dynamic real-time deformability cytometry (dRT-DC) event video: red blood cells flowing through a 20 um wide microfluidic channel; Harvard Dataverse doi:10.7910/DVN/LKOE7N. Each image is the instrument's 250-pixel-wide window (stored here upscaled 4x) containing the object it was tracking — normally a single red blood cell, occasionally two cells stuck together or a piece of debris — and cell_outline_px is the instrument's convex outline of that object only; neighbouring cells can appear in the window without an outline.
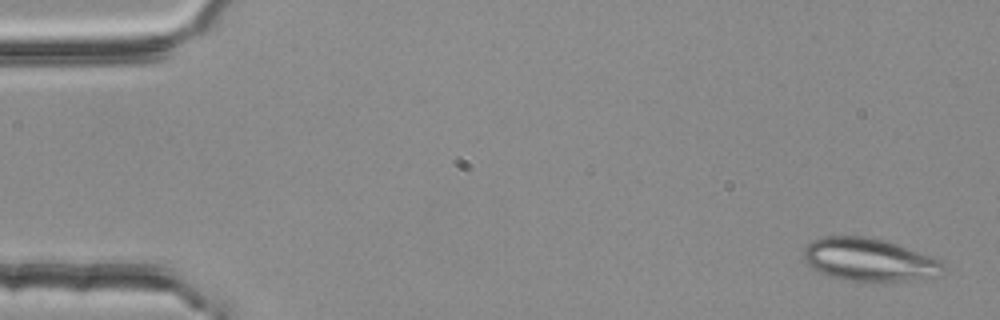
{"species": "common noctule bat (a hibernating species)", "species_latin": "Nyctalus noctula", "temperature_condition": "room temperature", "stored_images_in_passage": 4, "camera_frame_rate_fps": 3000, "um_per_image_px": 0.085, "animal": {"sex": "female", "body_mass_g": 25.1}, "frame": {"image": 1, "passage_image": 1, "time_ms": 0.0, "image_size_px": [1000, 320], "cell_outline_px": [[944, 268], [940, 276], [912, 280], [852, 280], [832, 276], [820, 272], [812, 268], [804, 260], [804, 248], [812, 240], [828, 236], [864, 236], [888, 240], [900, 244], [940, 260], [944, 264]], "centroid_in_image_um": [73.91, 22.05], "position_along_channel_um": 11.1, "area_um2": 34.62}}